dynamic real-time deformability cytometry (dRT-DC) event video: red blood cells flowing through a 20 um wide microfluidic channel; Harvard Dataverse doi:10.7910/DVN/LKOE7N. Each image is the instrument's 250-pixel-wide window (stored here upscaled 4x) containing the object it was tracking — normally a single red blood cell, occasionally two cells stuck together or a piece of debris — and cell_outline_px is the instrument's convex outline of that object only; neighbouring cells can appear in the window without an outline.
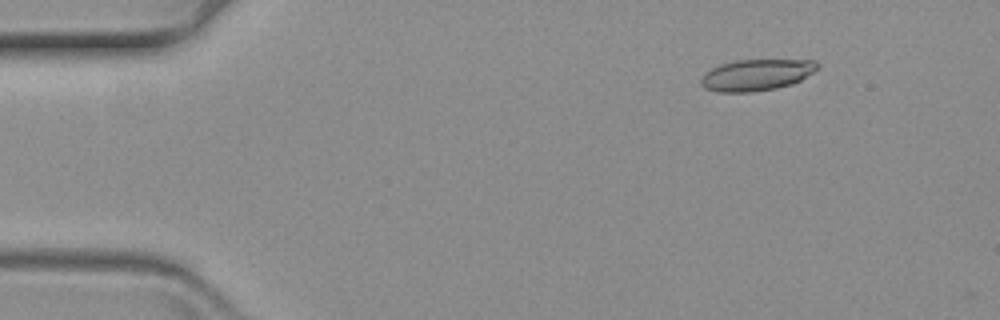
{"species": "common noctule bat (a hibernating species)", "species_latin": "Nyctalus noctula", "temperature_condition": "warm", "stored_images_in_passage": 9, "camera_frame_rate_fps": 3000, "um_per_image_px": 0.085, "animal": {"sex": "female", "body_mass_g": 19.3, "forearm_length_mm": 54.1}, "frame": {"image": 1, "passage_image": 1, "time_ms": 0.0, "image_size_px": [1000, 320], "cell_outline_px": [[820, 68], [800, 80], [792, 84], [776, 88], [752, 92], [716, 92], [704, 88], [700, 84], [700, 80], [712, 68], [720, 64], [736, 60], [816, 60], [820, 64]], "centroid_in_image_um": [64.33, 6.37], "position_along_channel_um": 20.7, "area_um2": 21.33}}